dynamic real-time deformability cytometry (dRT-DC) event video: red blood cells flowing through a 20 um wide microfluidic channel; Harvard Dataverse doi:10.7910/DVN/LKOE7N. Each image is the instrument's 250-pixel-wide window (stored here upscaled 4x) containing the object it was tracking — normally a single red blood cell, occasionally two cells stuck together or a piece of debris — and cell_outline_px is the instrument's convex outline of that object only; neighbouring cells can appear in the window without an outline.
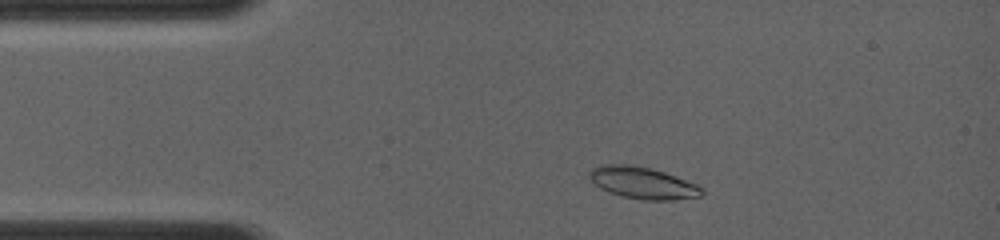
{"species": "common noctule bat (a hibernating species)", "species_latin": "Nyctalus noctula", "temperature_condition": "room temperature", "stored_images_in_passage": 44, "camera_frame_rate_fps": 4000, "um_per_image_px": 0.085, "animal": {"sex": "female", "body_mass_g": 19.0, "forearm_length_mm": 56.7}, "frame": {"image": 1, "passage_image": 5, "time_ms": 1.25, "image_size_px": [1000, 240], "cell_outline_px": [[704, 192], [700, 196], [672, 200], [644, 200], [624, 196], [608, 192], [600, 188], [588, 176], [588, 172], [592, 168], [600, 164], [628, 164], [648, 168], [664, 172], [696, 184], [704, 188]], "centroid_in_image_um": [54.61, 15.54], "position_along_channel_um": 30.4, "area_um2": 20.69}}
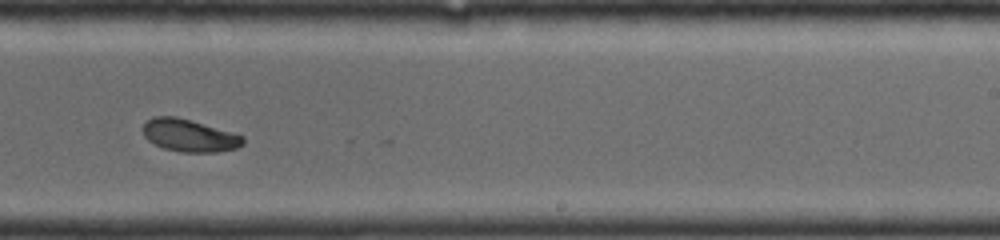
{"frame": {"image": 2, "passage_image": 28, "time_ms": 7.75, "image_size_px": [1000, 240], "cell_outline_px": [[244, 144], [236, 148], [216, 152], [180, 152], [164, 148], [148, 140], [144, 136], [144, 124], [152, 116], [176, 116], [244, 136]], "centroid_in_image_um": [16.09, 11.52], "position_along_channel_um": 272.9, "area_um2": 18.67}}
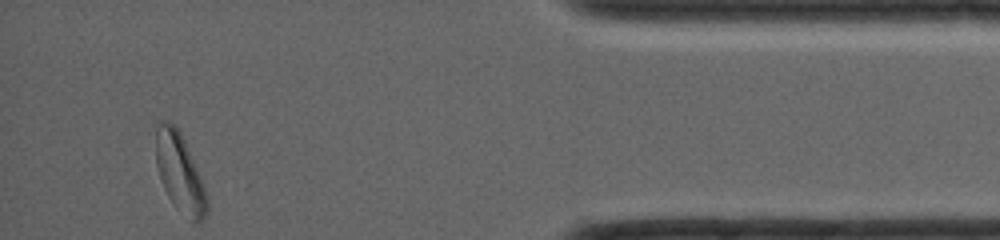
{"frame": {"image": 3, "passage_image": 44, "time_ms": 12.0, "image_size_px": [1000, 240], "cell_outline_px": [[208, 212], [204, 220], [200, 224], [192, 224], [176, 208], [168, 196], [164, 188], [156, 164], [152, 124], [168, 120], [180, 132], [184, 140], [208, 196]], "centroid_in_image_um": [15.25, 14.7], "position_along_channel_um": 420.0, "area_um2": 24.04}}